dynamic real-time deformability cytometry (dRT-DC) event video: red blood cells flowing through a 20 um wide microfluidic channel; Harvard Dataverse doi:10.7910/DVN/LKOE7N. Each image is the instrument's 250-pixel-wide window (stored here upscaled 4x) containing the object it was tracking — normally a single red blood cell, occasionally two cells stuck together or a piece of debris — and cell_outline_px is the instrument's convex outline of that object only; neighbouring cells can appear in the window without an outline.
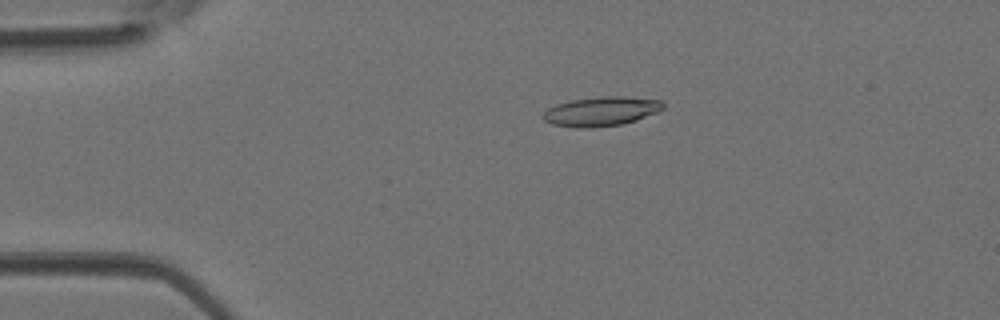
{"species": "Egyptian fruit bat (a non-hibernating species)", "species_latin": "Rousettus aegyptiacus", "temperature_condition": "room temperature", "stored_images_in_passage": 6, "camera_frame_rate_fps": 3000, "um_per_image_px": 0.085, "animal": {"sex": "female"}, "frame": {"image": 1, "passage_image": 3, "time_ms": 0.667, "image_size_px": [1000, 320], "cell_outline_px": [[664, 108], [656, 112], [636, 120], [624, 124], [588, 128], [580, 128], [552, 124], [544, 120], [540, 116], [548, 108], [556, 104], [572, 100], [600, 96], [620, 96], [660, 100], [664, 104]], "centroid_in_image_um": [51.07, 9.47], "position_along_channel_um": 33.9, "area_um2": 20.46}}
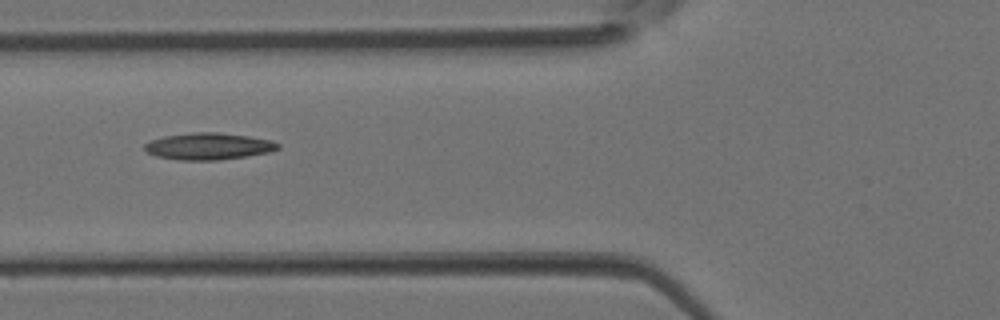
{"frame": {"image": 2, "passage_image": 5, "time_ms": 1.333, "image_size_px": [1000, 320], "cell_outline_px": [[280, 148], [268, 152], [248, 156], [216, 160], [180, 160], [156, 156], [148, 152], [144, 148], [144, 144], [152, 140], [164, 136], [192, 132], [216, 132], [248, 136], [272, 140], [280, 144]], "centroid_in_image_um": [17.74, 12.43], "position_along_channel_um": 108.1, "area_um2": 20.75}}
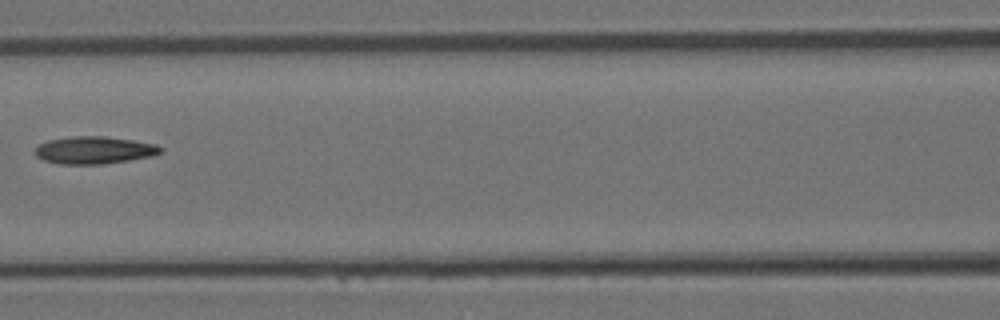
{"frame": {"image": 3, "passage_image": 6, "time_ms": 1.667, "image_size_px": [1000, 320], "cell_outline_px": [[164, 148], [160, 152], [152, 156], [104, 164], [60, 164], [44, 160], [36, 156], [36, 148], [40, 144], [48, 140], [72, 136], [104, 136], [132, 140], [156, 144]], "centroid_in_image_um": [8.02, 12.76], "position_along_channel_um": 158.6, "area_um2": 19.94}}